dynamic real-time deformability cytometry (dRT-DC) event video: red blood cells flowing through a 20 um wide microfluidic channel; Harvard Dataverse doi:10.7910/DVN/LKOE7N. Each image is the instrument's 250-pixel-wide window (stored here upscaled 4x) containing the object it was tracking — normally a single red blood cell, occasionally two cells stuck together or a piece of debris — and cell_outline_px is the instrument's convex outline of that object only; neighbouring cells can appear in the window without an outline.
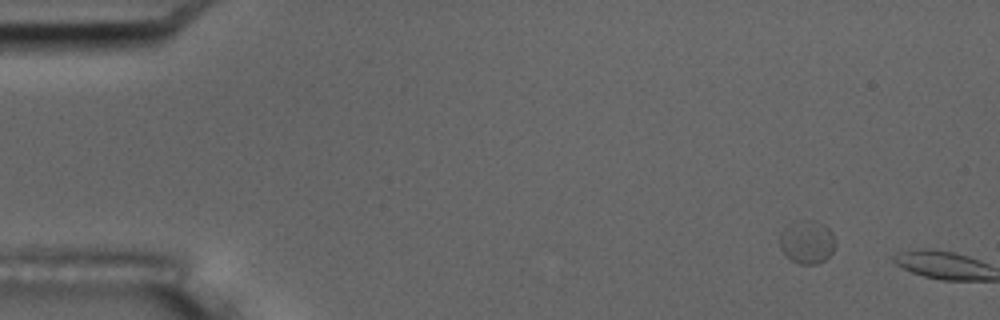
{"species": "common noctule bat (a hibernating species)", "species_latin": "Nyctalus noctula", "temperature_condition": "room temperature", "stored_images_in_passage": 3, "camera_frame_rate_fps": 3000, "um_per_image_px": 0.085, "animal": {"sex": "male", "body_mass_g": 17.5, "forearm_length_mm": 52.3}, "frame": {"image": 1, "passage_image": 2, "time_ms": 1.0, "image_size_px": [1000, 320], "cell_outline_px": [[836, 244], [832, 252], [824, 260], [816, 264], [800, 264], [784, 256], [780, 248], [780, 232], [784, 228], [796, 220], [812, 220], [824, 224], [832, 232], [836, 240]], "centroid_in_image_um": [68.59, 20.56], "position_along_channel_um": 16.4, "area_um2": 14.22}}